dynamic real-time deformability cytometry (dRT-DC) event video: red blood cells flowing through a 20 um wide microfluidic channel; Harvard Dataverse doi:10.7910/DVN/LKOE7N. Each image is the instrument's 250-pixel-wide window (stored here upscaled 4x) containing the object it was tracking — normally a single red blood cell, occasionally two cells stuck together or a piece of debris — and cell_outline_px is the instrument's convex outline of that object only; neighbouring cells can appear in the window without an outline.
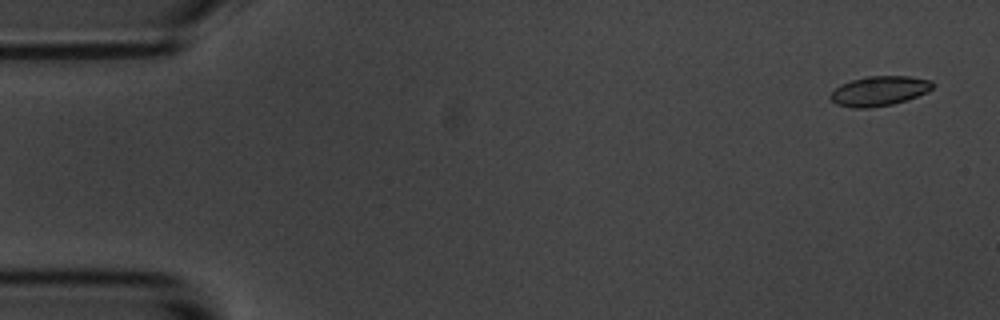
{"species": "common noctule bat (a hibernating species)", "species_latin": "Nyctalus noctula", "temperature_condition": "room temperature", "stored_images_in_passage": 4, "camera_frame_rate_fps": 3000, "um_per_image_px": 0.085, "animal": {"sex": "male", "body_mass_g": 20.1, "forearm_length_mm": 53.5}, "frame": {"image": 1, "passage_image": 1, "time_ms": 0.0, "image_size_px": [1000, 320], "cell_outline_px": [[936, 84], [928, 92], [892, 104], [868, 108], [856, 108], [836, 104], [828, 96], [840, 84], [852, 80], [868, 76], [908, 76], [932, 80]], "centroid_in_image_um": [74.75, 7.72], "position_along_channel_um": 10.3, "area_um2": 17.63}}